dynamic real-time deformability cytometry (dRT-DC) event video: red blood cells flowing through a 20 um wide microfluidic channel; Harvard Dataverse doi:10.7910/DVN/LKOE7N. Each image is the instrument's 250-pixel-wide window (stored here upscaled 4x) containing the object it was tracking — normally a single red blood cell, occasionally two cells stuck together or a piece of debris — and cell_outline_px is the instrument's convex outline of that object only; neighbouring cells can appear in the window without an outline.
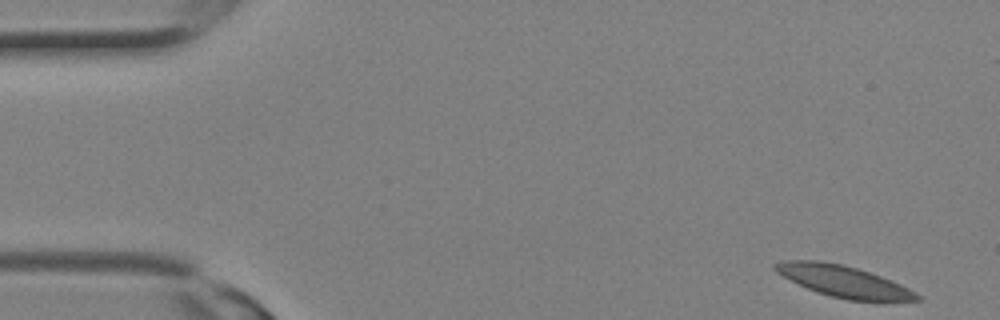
{"species": "Egyptian fruit bat (a non-hibernating species)", "species_latin": "Rousettus aegyptiacus", "temperature_condition": "room temperature", "stored_images_in_passage": 10, "camera_frame_rate_fps": 3000, "um_per_image_px": 0.085, "animal": {"sex": "female"}, "frame": {"image": 1, "passage_image": 1, "time_ms": 0.0, "image_size_px": [1000, 320], "cell_outline_px": [[920, 300], [848, 300], [816, 292], [776, 272], [772, 268], [772, 264], [784, 260], [820, 260], [844, 264], [880, 276], [900, 284], [916, 292], [920, 296]], "centroid_in_image_um": [71.65, 23.88], "position_along_channel_um": 13.3, "area_um2": 25.55}}
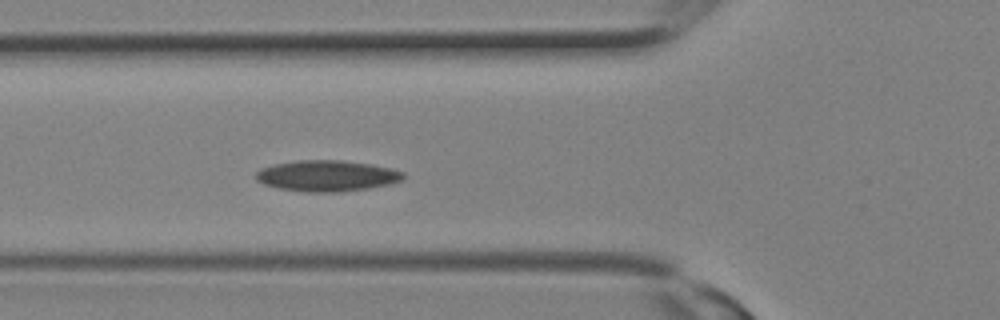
{"frame": {"image": 2, "passage_image": 10, "time_ms": 3.0, "image_size_px": [1000, 320], "cell_outline_px": [[404, 176], [400, 180], [392, 184], [368, 188], [340, 192], [304, 192], [276, 188], [264, 184], [256, 180], [256, 172], [260, 168], [272, 164], [296, 160], [340, 160], [372, 164], [392, 168], [404, 172]], "centroid_in_image_um": [27.77, 14.94], "position_along_channel_um": 98.0, "area_um2": 26.93}}